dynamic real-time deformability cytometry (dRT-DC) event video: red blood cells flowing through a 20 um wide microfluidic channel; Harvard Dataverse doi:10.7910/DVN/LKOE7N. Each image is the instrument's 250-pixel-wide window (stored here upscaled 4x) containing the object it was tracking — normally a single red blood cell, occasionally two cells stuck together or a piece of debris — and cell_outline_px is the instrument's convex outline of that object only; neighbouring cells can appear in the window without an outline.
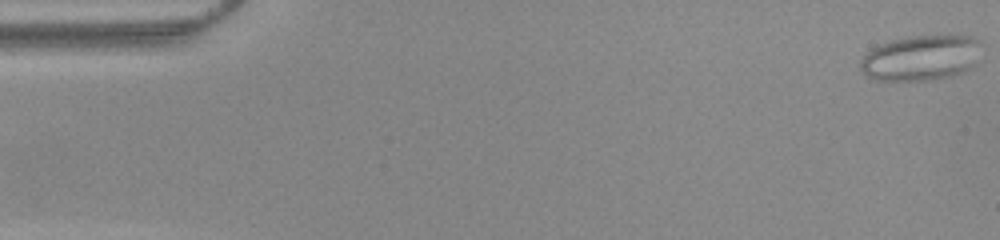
{"species": "common noctule bat (a hibernating species)", "species_latin": "Nyctalus noctula", "temperature_condition": "warm", "stored_images_in_passage": 52, "camera_frame_rate_fps": 3000, "um_per_image_px": 0.085, "animal": {"sex": "female", "body_mass_g": 22.0, "forearm_length_mm": 56.7}, "frame": {"image": 1, "passage_image": 1, "time_ms": 0.0, "image_size_px": [1000, 240], "cell_outline_px": [[980, 64], [964, 72], [952, 76], [932, 80], [872, 80], [864, 76], [860, 68], [860, 60], [872, 48], [880, 44], [892, 40], [908, 36], [972, 36], [980, 40]], "centroid_in_image_um": [78.32, 4.94], "position_along_channel_um": 6.7, "area_um2": 32.6}}
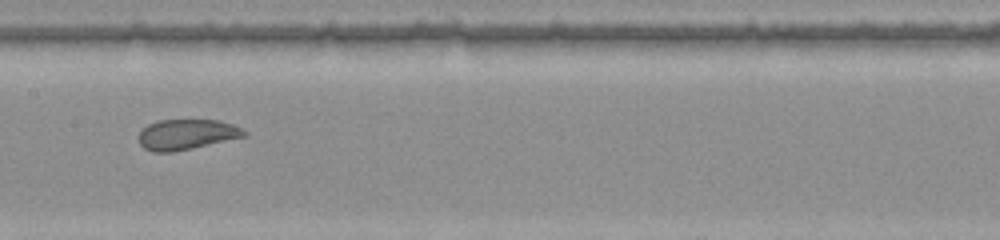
{"frame": {"image": 2, "passage_image": 26, "time_ms": 8.333, "image_size_px": [1000, 240], "cell_outline_px": [[248, 136], [192, 148], [172, 152], [152, 152], [144, 148], [140, 144], [140, 132], [148, 124], [160, 120], [220, 120], [232, 124], [248, 132]], "centroid_in_image_um": [15.9, 11.43], "position_along_channel_um": 191.5, "area_um2": 18.61}}
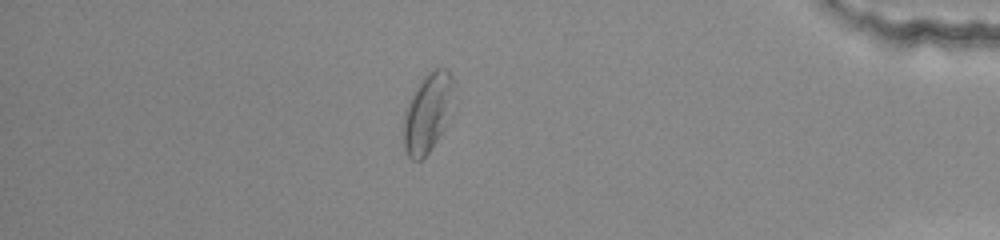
{"frame": {"image": 3, "passage_image": 45, "time_ms": 14.667, "image_size_px": [1000, 240], "cell_outline_px": [[452, 80], [444, 128], [428, 152], [420, 160], [412, 160], [408, 156], [404, 148], [404, 112], [416, 88], [424, 76], [432, 68], [444, 68], [452, 76]], "centroid_in_image_um": [36.27, 9.6], "position_along_channel_um": 398.9, "area_um2": 21.79}, "authors_computed_cell_mechanics": {"area_um2": 21.4727, "velocity_mm_per_s": 3.9084, "shape_relaxation_time_tau1_ms": null, "shape_relaxation_time_tau2_ms": 0.919, "deformation_change_tau1": null, "deformation_change_tau2": 0.0681}}